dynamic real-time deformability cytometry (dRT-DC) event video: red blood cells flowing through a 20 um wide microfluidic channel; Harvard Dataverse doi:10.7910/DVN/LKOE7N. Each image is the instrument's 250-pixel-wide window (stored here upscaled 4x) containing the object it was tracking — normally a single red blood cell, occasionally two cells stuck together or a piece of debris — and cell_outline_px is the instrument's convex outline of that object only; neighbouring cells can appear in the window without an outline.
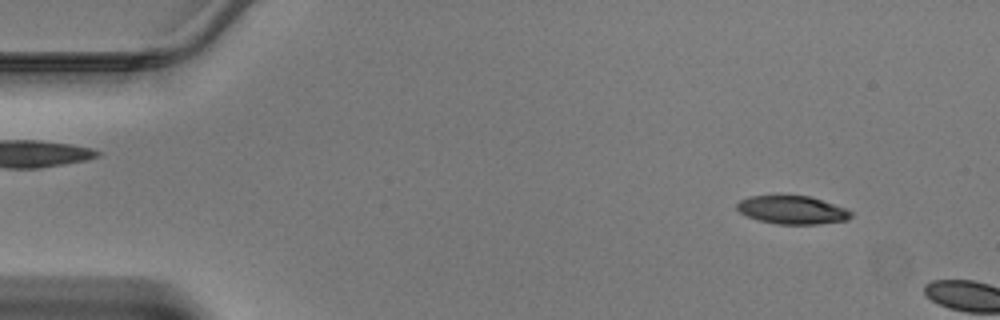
{"species": "Egyptian fruit bat (a non-hibernating species)", "species_latin": "Rousettus aegyptiacus", "temperature_condition": "warm", "stored_images_in_passage": 6, "camera_frame_rate_fps": 3000, "um_per_image_px": 0.085, "animal": {"sex": "male"}, "frame": {"image": 1, "passage_image": 4, "time_ms": 1.0, "image_size_px": [1000, 320], "cell_outline_px": [[852, 216], [848, 220], [816, 224], [776, 224], [760, 220], [748, 216], [740, 212], [736, 208], [736, 204], [740, 200], [748, 196], [808, 196], [848, 208], [852, 212]], "centroid_in_image_um": [67.36, 17.85], "position_along_channel_um": 17.6, "area_um2": 18.67}}